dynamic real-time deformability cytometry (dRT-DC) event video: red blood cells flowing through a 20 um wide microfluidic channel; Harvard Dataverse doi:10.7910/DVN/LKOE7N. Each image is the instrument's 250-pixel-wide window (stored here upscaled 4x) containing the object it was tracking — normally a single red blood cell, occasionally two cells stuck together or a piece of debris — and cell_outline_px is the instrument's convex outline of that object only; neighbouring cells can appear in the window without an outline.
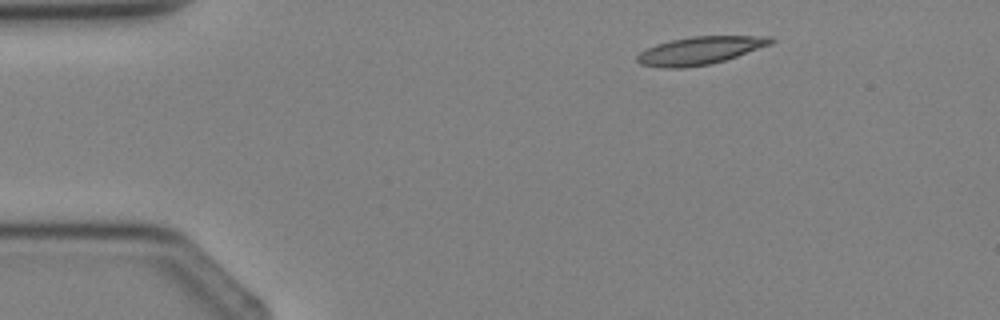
{"species": "Egyptian fruit bat (a non-hibernating species)", "species_latin": "Rousettus aegyptiacus", "temperature_condition": "cold", "stored_images_in_passage": 2, "camera_frame_rate_fps": 3000, "um_per_image_px": 0.085, "animal": {"sex": "female"}, "frame": {"image": 1, "passage_image": 1, "time_ms": 0.0, "image_size_px": [1000, 320], "cell_outline_px": [[776, 40], [772, 44], [724, 60], [708, 64], [684, 68], [664, 68], [640, 64], [636, 60], [636, 56], [640, 52], [656, 44], [672, 40], [692, 36], [772, 36]], "centroid_in_image_um": [59.5, 4.29], "position_along_channel_um": 25.5, "area_um2": 21.56}}